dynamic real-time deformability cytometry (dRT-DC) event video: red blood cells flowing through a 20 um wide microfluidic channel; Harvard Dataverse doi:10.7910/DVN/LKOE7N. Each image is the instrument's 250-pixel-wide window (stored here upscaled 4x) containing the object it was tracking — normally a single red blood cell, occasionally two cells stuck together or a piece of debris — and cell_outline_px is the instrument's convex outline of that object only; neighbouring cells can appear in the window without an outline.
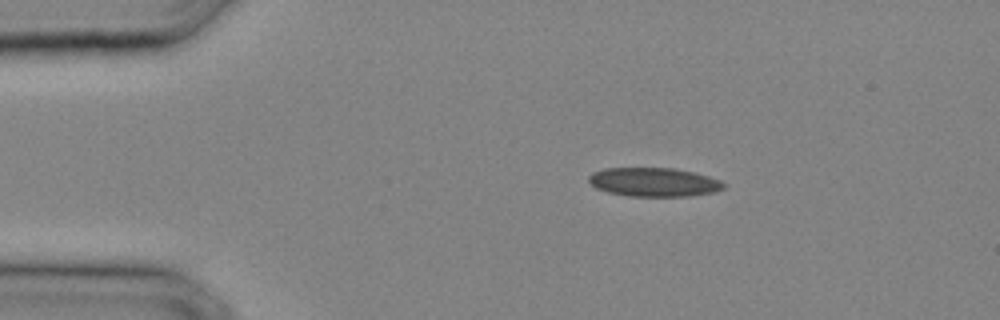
{"species": "common noctule bat (a hibernating species)", "species_latin": "Nyctalus noctula", "temperature_condition": "cold", "stored_images_in_passage": 26, "camera_frame_rate_fps": 3000, "um_per_image_px": 0.085, "animal": {"sex": "male", "body_mass_g": 20.4}, "frame": {"image": 1, "passage_image": 1, "time_ms": 0.0, "image_size_px": [1000, 320], "cell_outline_px": [[724, 188], [716, 192], [688, 196], [628, 196], [608, 192], [596, 188], [588, 180], [588, 176], [592, 172], [604, 168], [672, 168], [692, 172], [708, 176], [720, 180], [724, 184]], "centroid_in_image_um": [55.56, 15.48], "position_along_channel_um": 29.4, "area_um2": 22.66}}
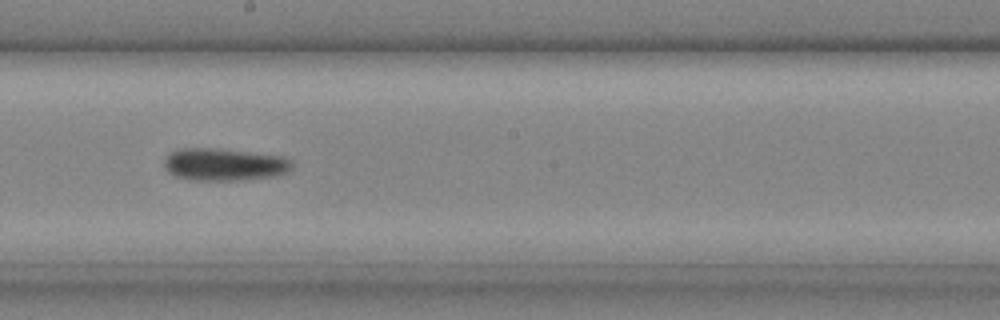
{"frame": {"image": 2, "passage_image": 13, "time_ms": 4.0, "image_size_px": [1000, 320], "cell_outline_px": [[292, 172], [276, 176], [244, 180], [188, 180], [176, 176], [168, 172], [164, 168], [164, 160], [172, 152], [180, 148], [220, 148], [284, 156], [292, 160]], "centroid_in_image_um": [19.12, 13.98], "position_along_channel_um": 229.1, "area_um2": 24.62}}
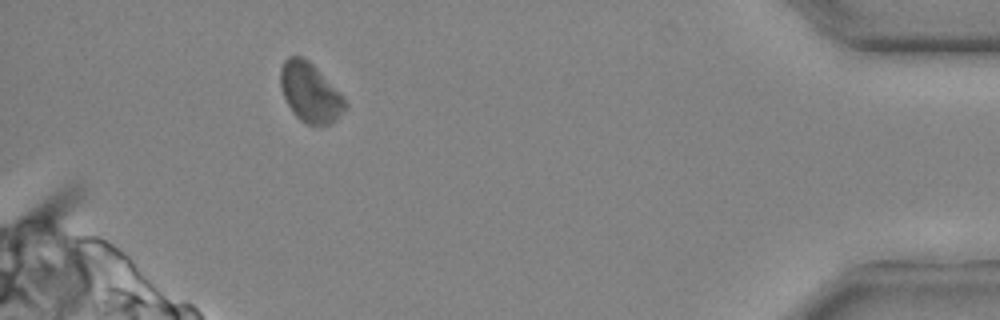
{"frame": {"image": 3, "passage_image": 24, "time_ms": 7.667, "image_size_px": [1000, 320], "cell_outline_px": [[348, 104], [336, 120], [328, 124], [316, 128], [300, 120], [292, 112], [284, 96], [280, 84], [280, 68], [284, 60], [288, 56], [304, 56], [340, 92]], "centroid_in_image_um": [26.35, 7.88], "position_along_channel_um": 408.8, "area_um2": 22.43}}